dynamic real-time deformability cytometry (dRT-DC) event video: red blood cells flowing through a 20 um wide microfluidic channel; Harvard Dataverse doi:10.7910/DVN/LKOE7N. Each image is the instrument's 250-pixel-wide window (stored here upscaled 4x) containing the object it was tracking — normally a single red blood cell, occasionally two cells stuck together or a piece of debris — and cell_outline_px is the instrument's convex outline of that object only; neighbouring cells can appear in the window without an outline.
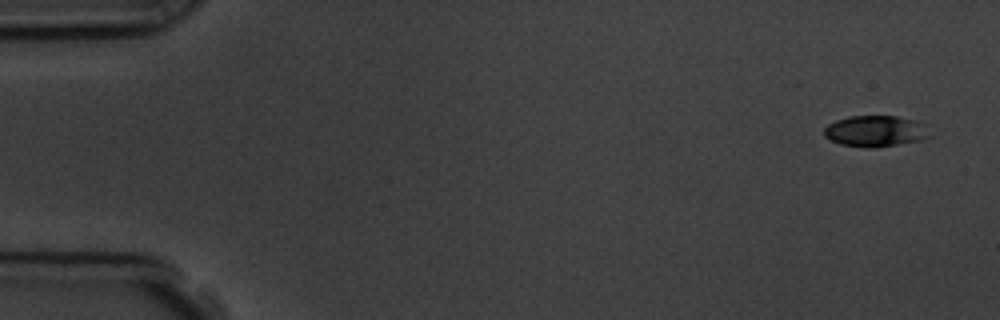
{"species": "common noctule bat (a hibernating species)", "species_latin": "Nyctalus noctula", "temperature_condition": "room temperature", "stored_images_in_passage": 4, "camera_frame_rate_fps": 3000, "um_per_image_px": 0.085, "animal": {"sex": "male", "body_mass_g": 19.5, "forearm_length_mm": 54.6}, "frame": {"image": 1, "passage_image": 1, "time_ms": 0.0, "image_size_px": [1000, 320], "cell_outline_px": [[932, 136], [920, 140], [872, 148], [864, 148], [840, 144], [824, 136], [824, 128], [828, 124], [836, 120], [848, 116], [896, 116], [916, 120], [924, 124]], "centroid_in_image_um": [74.41, 11.14], "position_along_channel_um": 10.6, "area_um2": 19.19}}
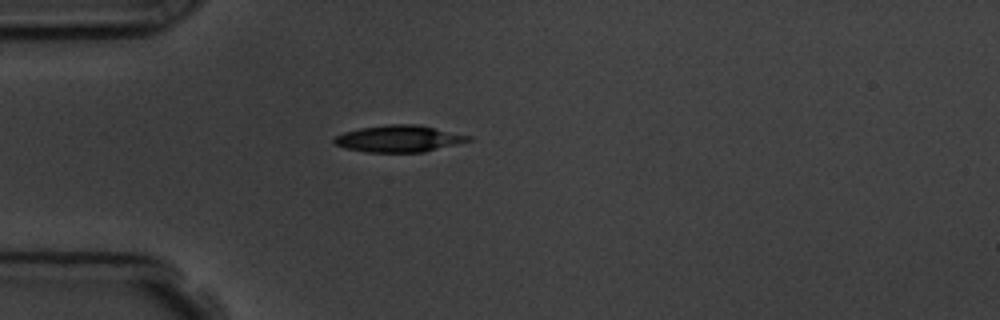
{"frame": {"image": 2, "passage_image": 4, "time_ms": 4.333, "image_size_px": [1000, 320], "cell_outline_px": [[472, 140], [424, 152], [368, 152], [344, 148], [332, 144], [332, 140], [336, 136], [344, 132], [360, 128], [388, 124], [416, 124], [472, 136]], "centroid_in_image_um": [33.87, 11.79], "position_along_channel_um": 51.1, "area_um2": 20.87}}